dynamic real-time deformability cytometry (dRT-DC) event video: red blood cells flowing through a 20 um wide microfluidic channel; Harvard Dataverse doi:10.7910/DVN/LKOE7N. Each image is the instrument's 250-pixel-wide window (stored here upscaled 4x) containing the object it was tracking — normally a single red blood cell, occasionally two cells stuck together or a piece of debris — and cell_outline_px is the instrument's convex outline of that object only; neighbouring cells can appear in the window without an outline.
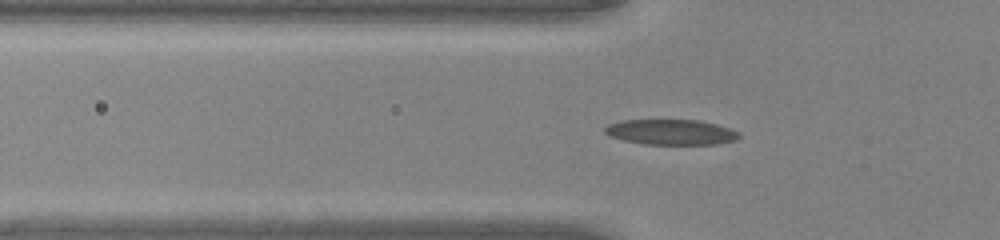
{"species": "common noctule bat (a hibernating species)", "species_latin": "Nyctalus noctula", "temperature_condition": "warm", "stored_images_in_passage": 47, "camera_frame_rate_fps": 3000, "um_per_image_px": 0.085, "animal": {"sex": "male", "body_mass_g": 20.0, "forearm_length_mm": 53.3}, "frame": {"image": 1, "passage_image": 17, "time_ms": 5.333, "image_size_px": [1000, 240], "cell_outline_px": [[740, 136], [736, 140], [716, 144], [644, 144], [624, 140], [612, 136], [604, 132], [604, 128], [608, 124], [624, 120], [696, 120], [716, 124], [740, 132]], "centroid_in_image_um": [57.05, 11.23], "position_along_channel_um": 68.8, "area_um2": 19.65}}
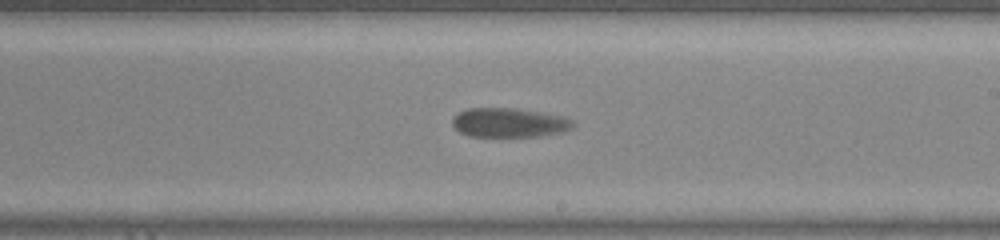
{"frame": {"image": 2, "passage_image": 30, "time_ms": 9.667, "image_size_px": [1000, 240], "cell_outline_px": [[576, 124], [572, 128], [564, 132], [540, 136], [468, 136], [460, 132], [452, 124], [452, 120], [460, 112], [468, 108], [516, 108], [564, 116], [572, 120]], "centroid_in_image_um": [43.33, 10.42], "position_along_channel_um": 245.7, "area_um2": 20.58}}
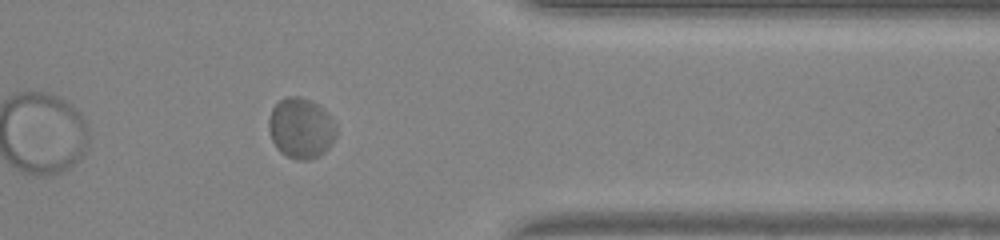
{"frame": {"image": 3, "passage_image": 41, "time_ms": 13.333, "image_size_px": [1000, 240], "cell_outline_px": [[336, 136], [332, 144], [320, 156], [308, 160], [296, 160], [280, 152], [276, 148], [272, 140], [268, 128], [268, 120], [272, 108], [280, 100], [288, 96], [300, 96], [312, 100], [324, 108], [332, 116], [336, 124]], "centroid_in_image_um": [25.6, 10.88], "position_along_channel_um": 385.8, "area_um2": 24.28}}